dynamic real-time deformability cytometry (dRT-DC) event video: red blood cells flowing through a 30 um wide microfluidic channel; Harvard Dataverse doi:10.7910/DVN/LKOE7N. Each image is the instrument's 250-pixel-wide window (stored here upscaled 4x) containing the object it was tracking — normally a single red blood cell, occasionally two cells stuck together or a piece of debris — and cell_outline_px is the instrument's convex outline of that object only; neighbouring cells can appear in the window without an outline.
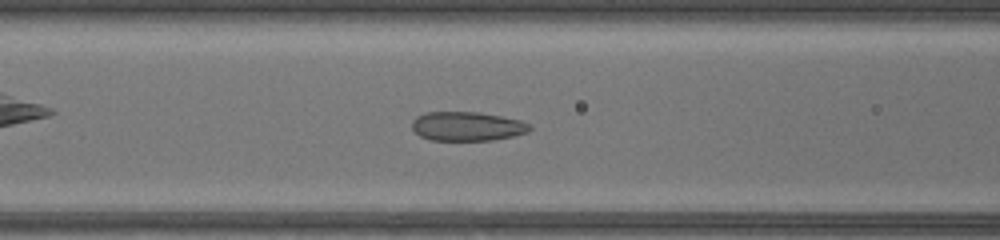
{"species": "common noctule bat (a hibernating species)", "species_latin": "Nyctalus noctula", "temperature_condition": "warm", "stored_images_in_passage": 47, "camera_frame_rate_fps": 3000, "um_per_image_px": 0.085, "animal": {"sex": "female", "body_mass_g": 17.0, "forearm_length_mm": 48.0}, "frame": {"image": 1, "passage_image": 20, "time_ms": 6.333, "image_size_px": [1000, 240], "cell_outline_px": [[532, 128], [528, 132], [512, 136], [492, 140], [432, 140], [420, 136], [412, 128], [412, 120], [416, 116], [428, 112], [480, 112], [520, 120], [528, 124]], "centroid_in_image_um": [39.69, 10.73], "position_along_channel_um": 126.9, "area_um2": 19.88}}
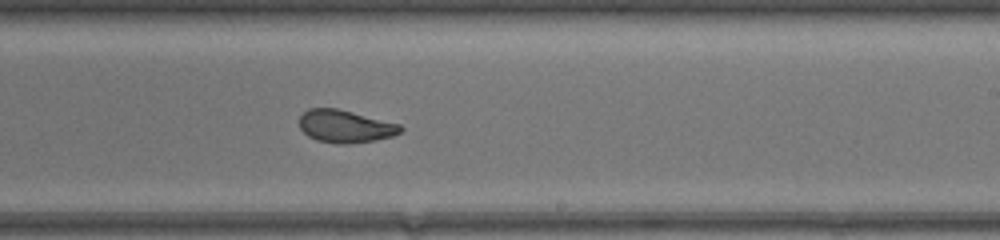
{"frame": {"image": 2, "passage_image": 29, "time_ms": 9.333, "image_size_px": [1000, 240], "cell_outline_px": [[404, 128], [400, 132], [392, 136], [376, 140], [348, 144], [336, 144], [316, 140], [308, 136], [300, 128], [300, 116], [308, 108], [336, 108], [400, 124]], "centroid_in_image_um": [29.34, 10.75], "position_along_channel_um": 259.7, "area_um2": 19.19}}
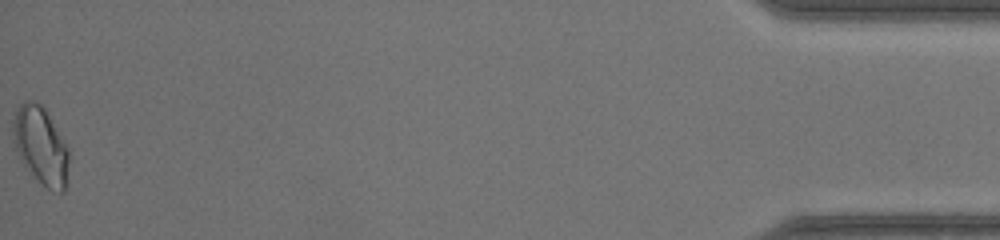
{"frame": {"image": 3, "passage_image": 47, "time_ms": 15.333, "image_size_px": [1000, 240], "cell_outline_px": [[68, 164], [64, 192], [52, 192], [40, 184], [20, 156], [12, 140], [12, 120], [20, 104], [24, 100], [32, 100], [40, 104], [44, 108], [68, 148]], "centroid_in_image_um": [3.45, 12.37], "position_along_channel_um": 431.7, "area_um2": 24.85}}